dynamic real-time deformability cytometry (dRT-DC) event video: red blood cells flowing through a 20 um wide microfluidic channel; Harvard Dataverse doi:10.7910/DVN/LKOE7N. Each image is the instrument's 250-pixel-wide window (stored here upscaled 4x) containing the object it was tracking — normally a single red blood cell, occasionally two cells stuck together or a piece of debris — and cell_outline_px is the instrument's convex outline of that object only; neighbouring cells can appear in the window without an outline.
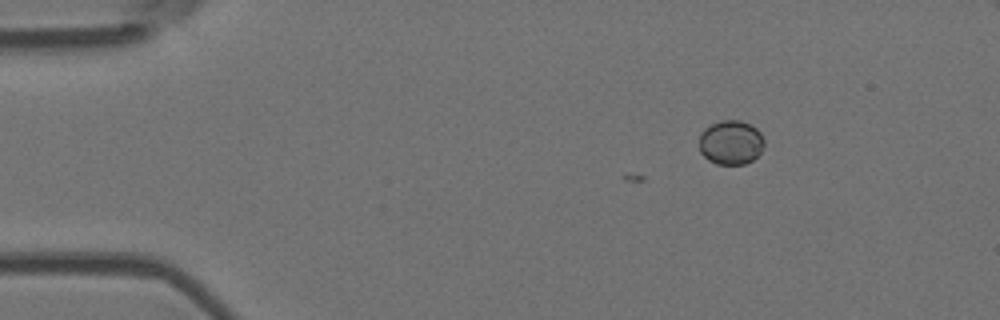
{"species": "Egyptian fruit bat (a non-hibernating species)", "species_latin": "Rousettus aegyptiacus", "temperature_condition": "room temperature", "stored_images_in_passage": 6, "camera_frame_rate_fps": 3000, "um_per_image_px": 0.085, "animal": {"sex": "female"}, "frame": {"image": 1, "passage_image": 2, "time_ms": 1.0, "image_size_px": [1000, 320], "cell_outline_px": [[764, 144], [760, 152], [752, 160], [744, 164], [716, 164], [708, 160], [700, 152], [700, 132], [704, 128], [720, 120], [740, 120], [756, 128], [760, 132], [764, 140]], "centroid_in_image_um": [62.11, 12.1], "position_along_channel_um": 22.9, "area_um2": 16.76}}
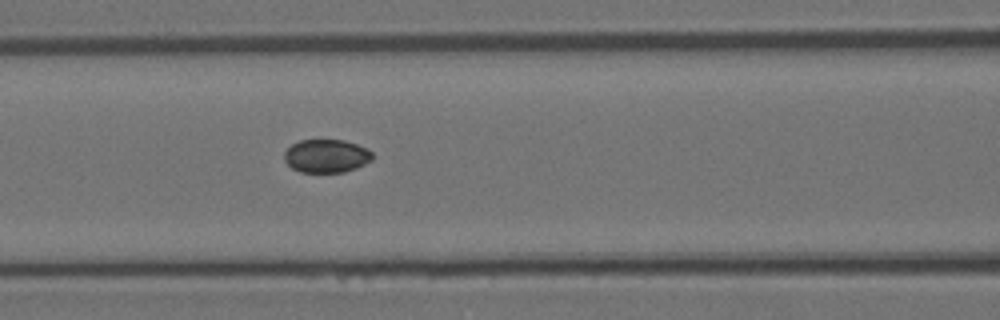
{"frame": {"image": 2, "passage_image": 6, "time_ms": 6.0, "image_size_px": [1000, 320], "cell_outline_px": [[372, 160], [356, 168], [344, 172], [300, 172], [292, 168], [284, 160], [284, 152], [292, 144], [300, 140], [344, 140], [356, 144], [372, 152]], "centroid_in_image_um": [27.72, 13.26], "position_along_channel_um": 138.9, "area_um2": 16.99}}